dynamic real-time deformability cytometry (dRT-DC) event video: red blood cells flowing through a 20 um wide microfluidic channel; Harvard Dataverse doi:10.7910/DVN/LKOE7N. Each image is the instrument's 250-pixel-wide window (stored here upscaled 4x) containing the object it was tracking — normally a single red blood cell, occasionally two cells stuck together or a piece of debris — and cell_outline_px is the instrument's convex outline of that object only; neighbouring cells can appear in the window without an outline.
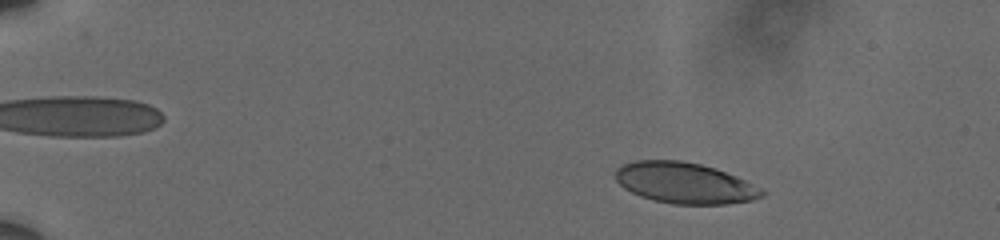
{"species": "human", "species_latin": "Homo sapiens", "temperature_condition": "cold", "stored_images_in_passage": 59, "camera_frame_rate_fps": 3000, "um_per_image_px": 0.085, "donor": {"sex": "male"}, "frame": {"image": 1, "passage_image": 10, "time_ms": 3.0, "image_size_px": [1000, 240], "cell_outline_px": [[768, 192], [764, 196], [752, 200], [724, 204], [676, 204], [656, 200], [640, 196], [624, 188], [616, 180], [616, 168], [620, 164], [632, 160], [680, 160], [700, 164], [716, 168], [736, 176]], "centroid_in_image_um": [58.19, 15.54], "position_along_channel_um": 26.8, "area_um2": 34.97}}
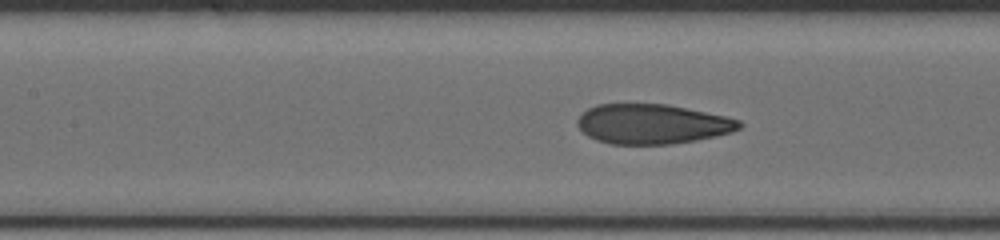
{"frame": {"image": 2, "passage_image": 30, "time_ms": 9.667, "image_size_px": [1000, 240], "cell_outline_px": [[744, 124], [740, 128], [732, 132], [716, 136], [696, 140], [672, 144], [608, 144], [596, 140], [588, 136], [576, 124], [576, 120], [588, 108], [596, 104], [668, 104], [724, 116], [740, 120]], "centroid_in_image_um": [55.44, 10.54], "position_along_channel_um": 152.0, "area_um2": 37.57}}
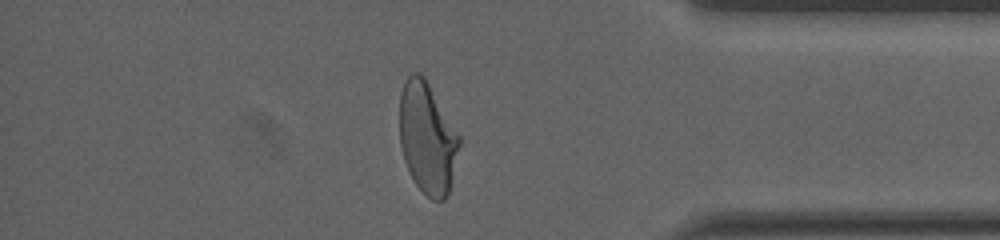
{"frame": {"image": 3, "passage_image": 52, "time_ms": 17.0, "image_size_px": [1000, 240], "cell_outline_px": [[460, 144], [448, 192], [444, 200], [432, 200], [416, 184], [408, 172], [404, 160], [400, 144], [400, 92], [404, 80], [412, 72], [420, 72], [424, 76], [460, 136]], "centroid_in_image_um": [36.3, 11.7], "position_along_channel_um": 398.9, "area_um2": 38.49}, "authors_computed_cell_mechanics": {"area_um2": 37.9168, "velocity_mm_per_s": 3.613, "shape_relaxation_time_tau1_ms": 5.6224, "shape_relaxation_time_tau2_ms": 0.793, "deformation_change_tau1": 0.1845, "deformation_change_tau2": 0.0693}}